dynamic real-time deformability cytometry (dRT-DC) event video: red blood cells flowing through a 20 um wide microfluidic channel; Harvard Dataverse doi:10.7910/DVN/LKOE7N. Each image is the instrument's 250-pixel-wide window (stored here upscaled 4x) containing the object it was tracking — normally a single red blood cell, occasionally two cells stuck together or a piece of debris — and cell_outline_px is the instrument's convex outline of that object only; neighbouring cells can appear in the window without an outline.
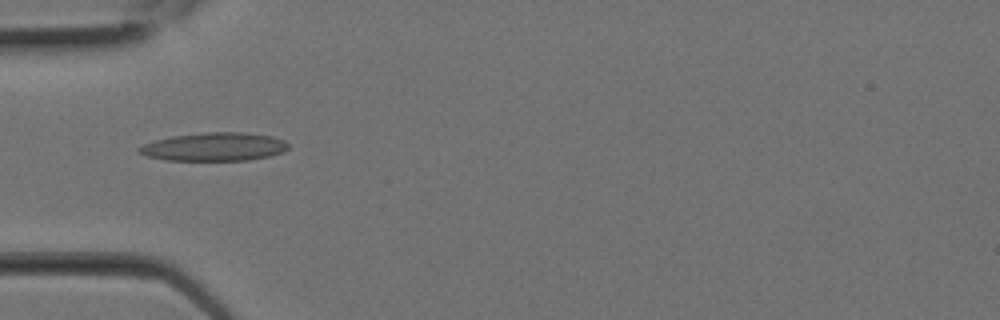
{"species": "Egyptian fruit bat (a non-hibernating species)", "species_latin": "Rousettus aegyptiacus", "temperature_condition": "room temperature", "stored_images_in_passage": 2, "camera_frame_rate_fps": 3000, "um_per_image_px": 0.085, "animal": {"sex": "female"}, "frame": {"image": 1, "passage_image": 2, "time_ms": 0.333, "image_size_px": [1000, 320], "cell_outline_px": [[288, 148], [284, 152], [268, 156], [248, 160], [164, 160], [148, 156], [136, 152], [136, 148], [144, 144], [156, 140], [172, 136], [204, 132], [244, 132], [272, 136], [284, 140], [288, 144]], "centroid_in_image_um": [18.2, 12.47], "position_along_channel_um": 66.8, "area_um2": 24.68}}